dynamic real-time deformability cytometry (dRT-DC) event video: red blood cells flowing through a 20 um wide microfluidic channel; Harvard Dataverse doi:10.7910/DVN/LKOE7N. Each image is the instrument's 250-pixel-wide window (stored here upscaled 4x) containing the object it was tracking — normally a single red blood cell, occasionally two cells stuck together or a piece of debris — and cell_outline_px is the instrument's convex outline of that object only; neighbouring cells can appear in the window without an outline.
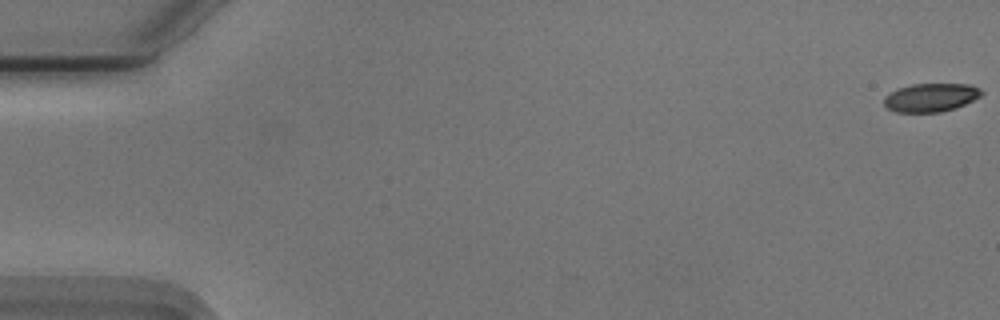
{"species": "Egyptian fruit bat (a non-hibernating species)", "species_latin": "Rousettus aegyptiacus", "temperature_condition": "cold", "stored_images_in_passage": 36, "camera_frame_rate_fps": 3000, "um_per_image_px": 0.085, "animal": {"sex": "male"}, "frame": {"image": 1, "passage_image": 1, "time_ms": 0.0, "image_size_px": [1000, 320], "cell_outline_px": [[984, 92], [980, 96], [956, 108], [940, 112], [896, 112], [888, 108], [884, 104], [884, 96], [896, 88], [912, 84], [972, 84], [980, 88]], "centroid_in_image_um": [79.11, 8.28], "position_along_channel_um": 5.9, "area_um2": 16.24}}
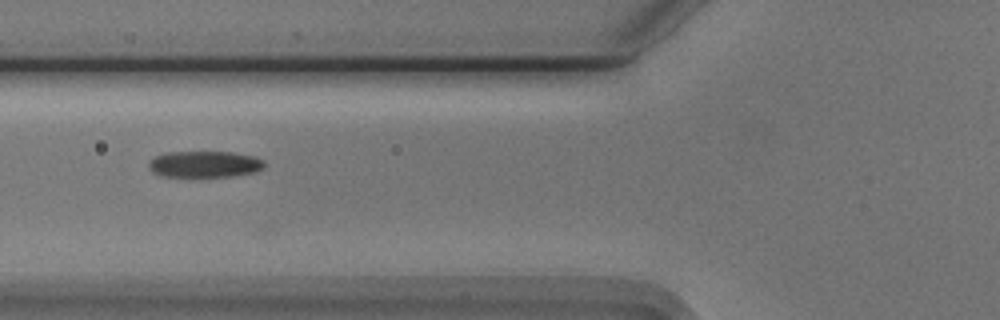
{"frame": {"image": 2, "passage_image": 22, "time_ms": 7.0, "image_size_px": [1000, 320], "cell_outline_px": [[264, 168], [256, 172], [232, 176], [160, 176], [152, 172], [148, 168], [148, 164], [156, 156], [168, 152], [232, 152], [252, 156], [264, 160]], "centroid_in_image_um": [17.4, 13.96], "position_along_channel_um": 108.4, "area_um2": 17.69}}
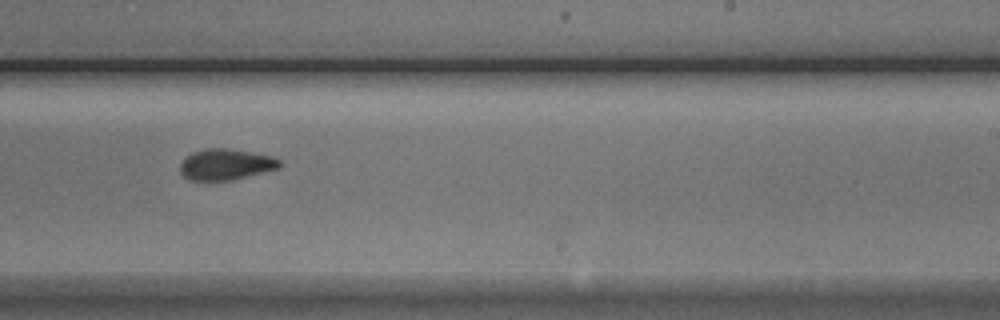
{"frame": {"image": 3, "passage_image": 35, "time_ms": 11.333, "image_size_px": [1000, 320], "cell_outline_px": [[280, 168], [232, 180], [188, 180], [180, 172], [180, 164], [192, 152], [208, 148], [228, 148], [272, 156], [280, 160]], "centroid_in_image_um": [19.2, 13.98], "position_along_channel_um": 269.8, "area_um2": 17.86}}